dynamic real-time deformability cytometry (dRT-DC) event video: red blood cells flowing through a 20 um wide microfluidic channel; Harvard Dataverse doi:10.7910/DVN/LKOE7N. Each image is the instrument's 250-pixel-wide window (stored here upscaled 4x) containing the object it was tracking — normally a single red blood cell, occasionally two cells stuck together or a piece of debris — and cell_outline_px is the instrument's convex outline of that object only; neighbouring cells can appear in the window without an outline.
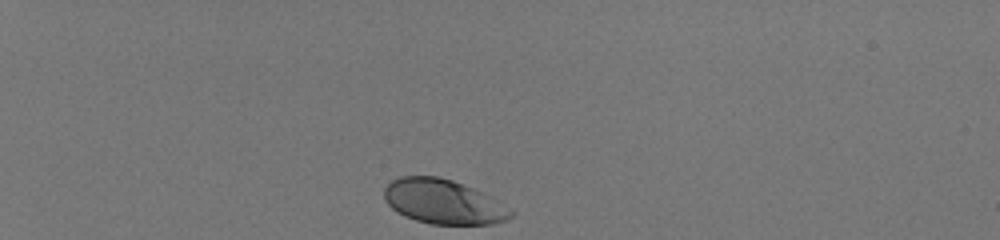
{"species": "human", "species_latin": "Homo sapiens", "temperature_condition": "room temperature", "stored_images_in_passage": 35, "camera_frame_rate_fps": 3000, "um_per_image_px": 0.085, "donor": {"sex": "male"}, "frame": {"image": 1, "passage_image": 1, "time_ms": 0.0, "image_size_px": [1000, 240], "cell_outline_px": [[512, 216], [508, 220], [492, 224], [432, 224], [416, 220], [404, 216], [396, 212], [384, 200], [384, 188], [392, 180], [400, 176], [440, 176], [452, 180], [472, 188], [496, 200], [512, 212]], "centroid_in_image_um": [37.63, 17.15], "position_along_channel_um": 47.4, "area_um2": 32.6}}
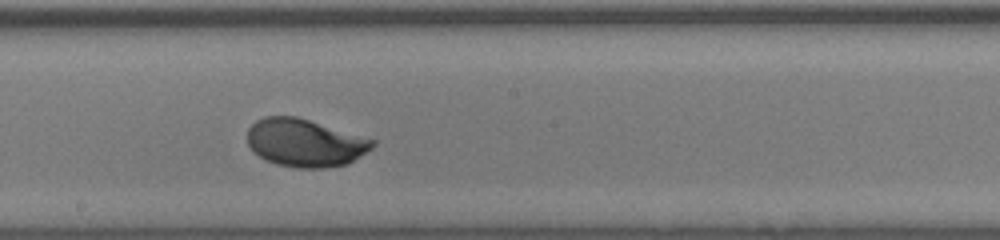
{"frame": {"image": 2, "passage_image": 20, "time_ms": 6.333, "image_size_px": [1000, 240], "cell_outline_px": [[376, 144], [372, 148], [348, 164], [324, 168], [296, 168], [276, 164], [264, 160], [252, 152], [248, 144], [248, 128], [256, 120], [264, 116], [296, 116], [376, 140]], "centroid_in_image_um": [25.9, 12.15], "position_along_channel_um": 222.3, "area_um2": 35.08}}
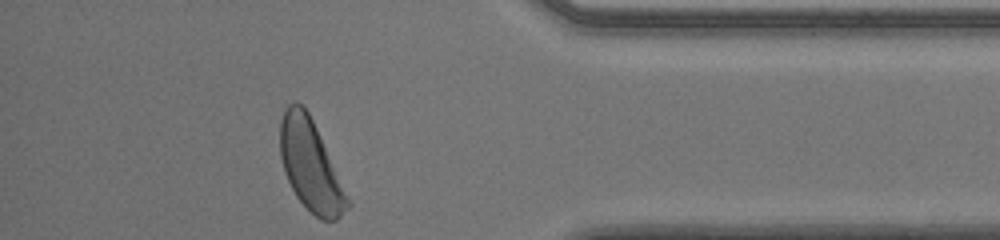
{"frame": {"image": 3, "passage_image": 35, "time_ms": 11.333, "image_size_px": [1000, 240], "cell_outline_px": [[352, 204], [336, 220], [320, 220], [296, 196], [284, 172], [280, 156], [280, 120], [288, 104], [296, 100], [308, 112], [316, 128]], "centroid_in_image_um": [26.38, 14.06], "position_along_channel_um": 408.8, "area_um2": 35.03}, "authors_computed_cell_mechanics": {"area_um2": 34.3332, "velocity_mm_per_s": 4.0266, "shape_relaxation_time_tau1_ms": 2.2322, "shape_relaxation_time_tau2_ms": null, "deformation_change_tau1": 0.1412, "deformation_change_tau2": null}}